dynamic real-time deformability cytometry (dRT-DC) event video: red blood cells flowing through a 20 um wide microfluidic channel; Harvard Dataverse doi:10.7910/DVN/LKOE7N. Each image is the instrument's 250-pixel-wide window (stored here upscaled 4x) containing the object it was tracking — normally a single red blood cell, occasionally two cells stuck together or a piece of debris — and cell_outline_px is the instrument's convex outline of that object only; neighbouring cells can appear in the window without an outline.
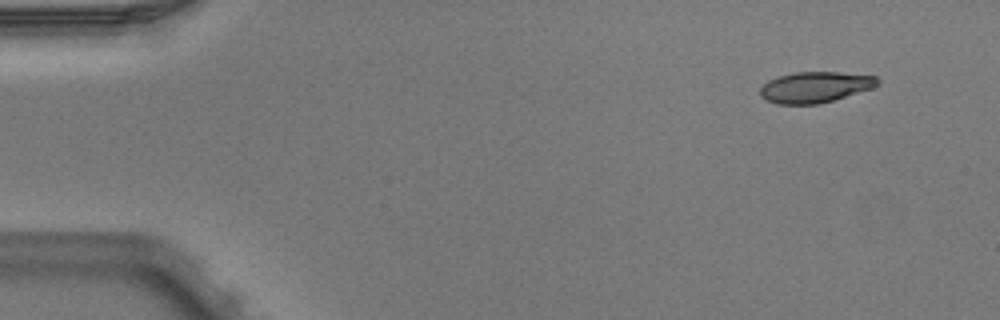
{"species": "Egyptian fruit bat (a non-hibernating species)", "species_latin": "Rousettus aegyptiacus", "temperature_condition": "warm", "stored_images_in_passage": 5, "camera_frame_rate_fps": 3000, "um_per_image_px": 0.085, "animal": {"sex": "male"}, "frame": {"image": 1, "passage_image": 2, "time_ms": 0.333, "image_size_px": [1000, 320], "cell_outline_px": [[880, 84], [872, 88], [832, 100], [816, 104], [776, 104], [760, 96], [760, 88], [768, 80], [780, 76], [796, 72], [840, 72], [876, 76], [880, 80]], "centroid_in_image_um": [69.29, 7.4], "position_along_channel_um": 15.7, "area_um2": 20.98}}
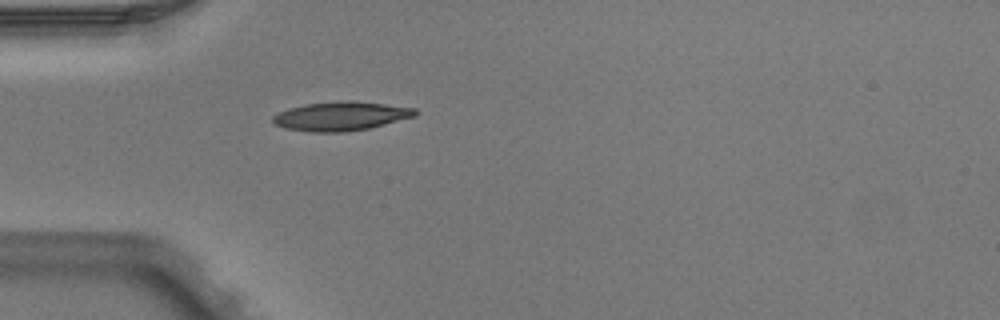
{"frame": {"image": 2, "passage_image": 5, "time_ms": 1.333, "image_size_px": [1000, 320], "cell_outline_px": [[416, 116], [368, 128], [344, 132], [312, 132], [284, 128], [276, 124], [272, 120], [272, 116], [280, 112], [304, 104], [344, 100], [352, 100], [416, 108]], "centroid_in_image_um": [28.98, 9.87], "position_along_channel_um": 56.0, "area_um2": 23.81}}